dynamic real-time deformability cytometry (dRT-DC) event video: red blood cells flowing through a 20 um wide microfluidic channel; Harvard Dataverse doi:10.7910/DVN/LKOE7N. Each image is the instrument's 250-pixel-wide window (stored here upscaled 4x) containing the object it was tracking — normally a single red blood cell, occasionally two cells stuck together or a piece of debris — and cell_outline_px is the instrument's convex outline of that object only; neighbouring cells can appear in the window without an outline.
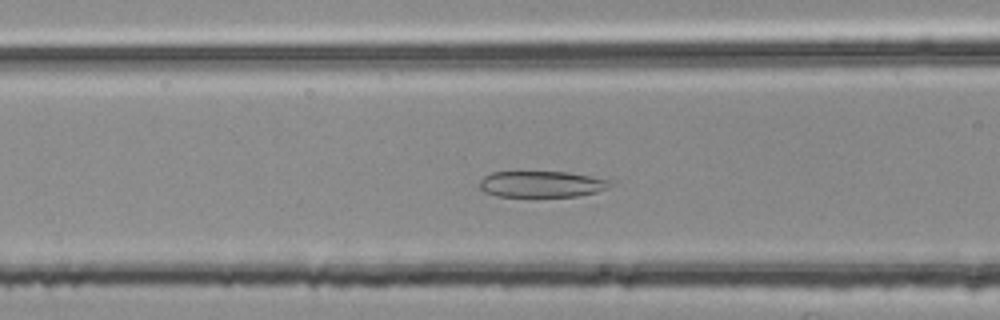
{"species": "common noctule bat (a hibernating species)", "species_latin": "Nyctalus noctula", "temperature_condition": "room temperature", "stored_images_in_passage": 41, "camera_frame_rate_fps": 3000, "um_per_image_px": 0.085, "animal": {"sex": "female", "body_mass_g": 25.1}, "frame": {"image": 1, "passage_image": 17, "time_ms": 5.333, "image_size_px": [1000, 320], "cell_outline_px": [[612, 184], [608, 188], [596, 192], [576, 196], [496, 196], [484, 192], [480, 188], [480, 180], [484, 176], [492, 172], [568, 172], [592, 176], [612, 180]], "centroid_in_image_um": [46.05, 15.64], "position_along_channel_um": 120.5, "area_um2": 19.94}}
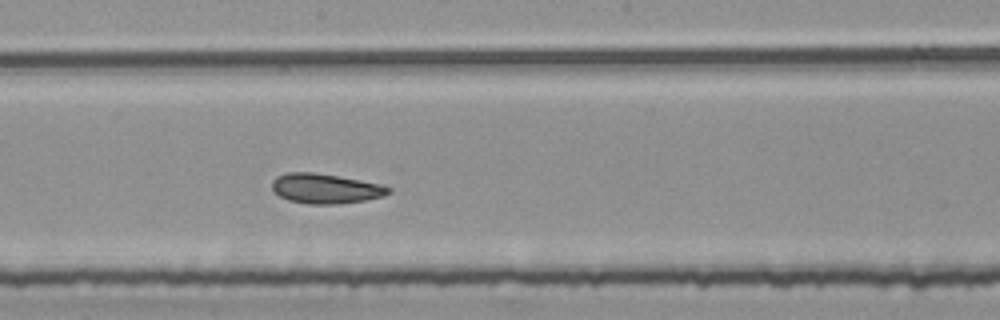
{"frame": {"image": 2, "passage_image": 25, "time_ms": 8.0, "image_size_px": [1000, 320], "cell_outline_px": [[392, 192], [384, 196], [364, 200], [336, 204], [308, 204], [288, 200], [280, 196], [272, 188], [272, 180], [276, 176], [288, 172], [312, 172], [340, 176], [380, 184], [392, 188]], "centroid_in_image_um": [27.67, 16.02], "position_along_channel_um": 220.5, "area_um2": 20.29}}
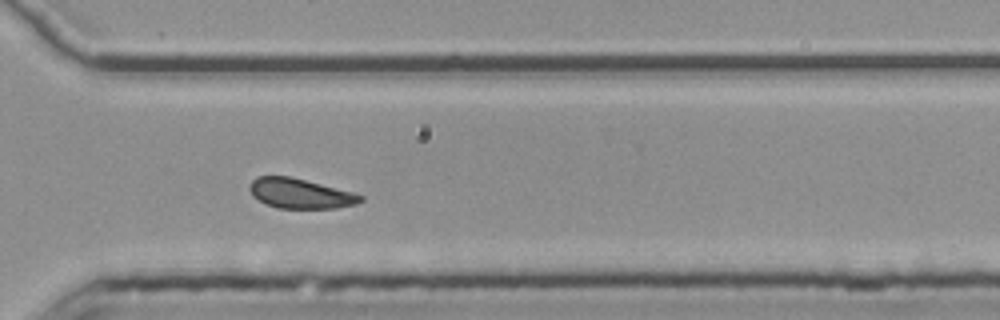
{"frame": {"image": 3, "passage_image": 35, "time_ms": 11.333, "image_size_px": [1000, 320], "cell_outline_px": [[364, 200], [356, 204], [336, 208], [276, 208], [264, 204], [252, 196], [248, 188], [252, 180], [256, 176], [288, 176], [352, 192], [364, 196]], "centroid_in_image_um": [25.47, 16.46], "position_along_channel_um": 345.1, "area_um2": 19.31}, "authors_computed_cell_mechanics": {"area_um2": 20.2878, "velocity_mm_per_s": 3.7452, "shape_relaxation_time_tau1_ms": null, "shape_relaxation_time_tau2_ms": 2.719, "deformation_change_tau1": null, "deformation_change_tau2": 0.1052}}